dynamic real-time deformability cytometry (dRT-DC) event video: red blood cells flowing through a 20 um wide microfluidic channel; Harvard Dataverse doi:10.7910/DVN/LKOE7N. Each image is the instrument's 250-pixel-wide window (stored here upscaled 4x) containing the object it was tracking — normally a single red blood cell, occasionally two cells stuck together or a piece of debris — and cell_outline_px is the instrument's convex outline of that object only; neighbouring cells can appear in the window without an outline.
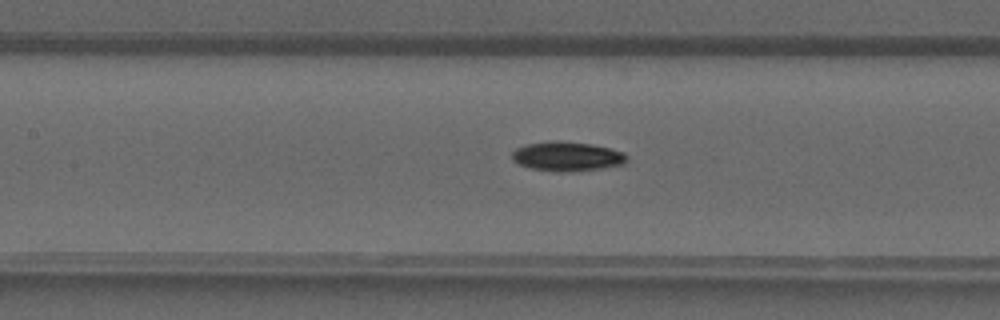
{"species": "common noctule bat (a hibernating species)", "species_latin": "Nyctalus noctula", "temperature_condition": "warm", "stored_images_in_passage": 30, "camera_frame_rate_fps": 3000, "um_per_image_px": 0.085, "animal": {"sex": "male", "forearm_length_mm": 52.5}, "frame": {"image": 1, "passage_image": 8, "time_ms": 2.333, "image_size_px": [1000, 320], "cell_outline_px": [[628, 160], [624, 164], [600, 168], [568, 172], [556, 172], [532, 168], [520, 164], [512, 160], [512, 152], [516, 148], [528, 144], [548, 140], [556, 140], [592, 144], [624, 152], [628, 156]], "centroid_in_image_um": [48.21, 13.28], "position_along_channel_um": 159.2, "area_um2": 19.71}}
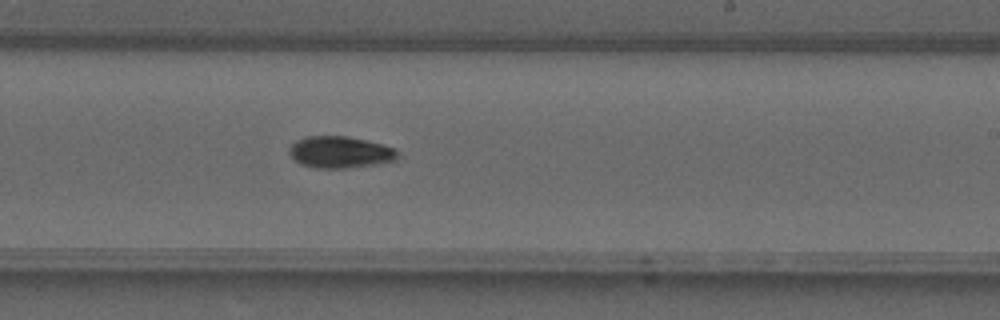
{"frame": {"image": 2, "passage_image": 14, "time_ms": 4.333, "image_size_px": [1000, 320], "cell_outline_px": [[400, 156], [396, 160], [376, 164], [348, 168], [316, 168], [300, 164], [288, 152], [288, 148], [296, 140], [308, 136], [348, 136], [396, 148], [400, 152]], "centroid_in_image_um": [28.93, 12.94], "position_along_channel_um": 260.1, "area_um2": 20.11}}
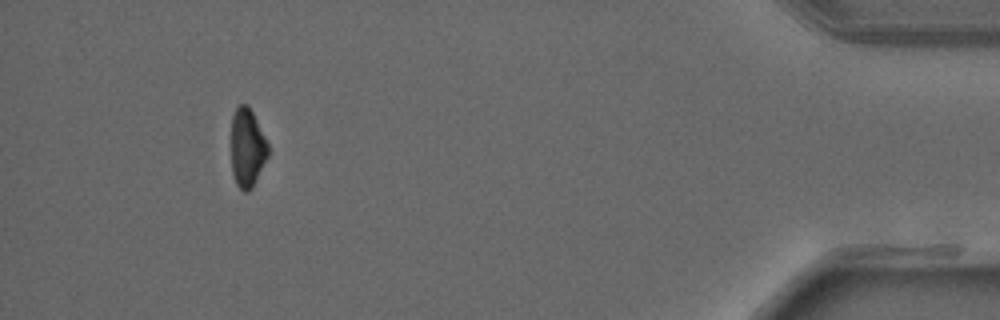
{"frame": {"image": 3, "passage_image": 27, "time_ms": 8.667, "image_size_px": [1000, 320], "cell_outline_px": [[268, 156], [252, 188], [248, 192], [244, 192], [236, 184], [232, 172], [232, 116], [236, 108], [240, 104], [248, 104], [268, 144]], "centroid_in_image_um": [21.01, 12.58], "position_along_channel_um": 414.2, "area_um2": 16.7}}